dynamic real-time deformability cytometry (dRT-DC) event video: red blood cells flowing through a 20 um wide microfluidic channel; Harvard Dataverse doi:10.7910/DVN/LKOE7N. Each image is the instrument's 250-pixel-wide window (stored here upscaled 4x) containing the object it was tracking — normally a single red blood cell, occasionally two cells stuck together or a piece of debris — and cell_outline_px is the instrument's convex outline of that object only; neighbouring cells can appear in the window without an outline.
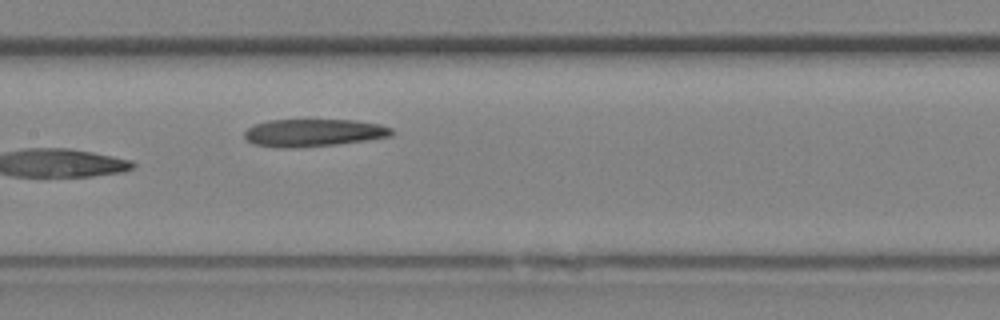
{"species": "Egyptian fruit bat (a non-hibernating species)", "species_latin": "Rousettus aegyptiacus", "temperature_condition": "room temperature", "stored_images_in_passage": 9, "camera_frame_rate_fps": 3000, "um_per_image_px": 0.085, "animal": {"sex": "female"}, "frame": {"image": 1, "passage_image": 9, "time_ms": 2.667, "image_size_px": [1000, 320], "cell_outline_px": [[392, 136], [336, 144], [292, 148], [276, 148], [252, 144], [244, 136], [244, 132], [248, 128], [256, 124], [268, 120], [356, 120], [380, 124], [392, 128]], "centroid_in_image_um": [26.62, 11.28], "position_along_channel_um": 180.8, "area_um2": 23.58}}